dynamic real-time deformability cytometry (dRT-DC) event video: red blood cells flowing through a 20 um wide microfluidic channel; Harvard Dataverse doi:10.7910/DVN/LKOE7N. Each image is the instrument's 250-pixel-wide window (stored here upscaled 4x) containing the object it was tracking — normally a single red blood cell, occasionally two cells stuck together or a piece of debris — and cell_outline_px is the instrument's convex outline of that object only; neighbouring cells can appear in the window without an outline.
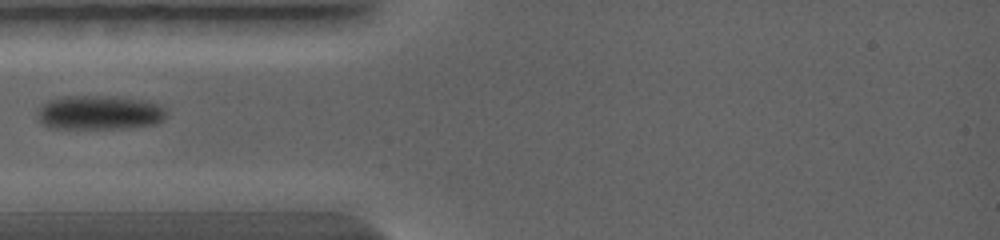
{"species": "common noctule bat (a hibernating species)", "species_latin": "Nyctalus noctula", "temperature_condition": "warm", "stored_images_in_passage": 3, "camera_frame_rate_fps": 5000, "um_per_image_px": 0.085, "animal": {"sex": "female", "body_mass_g": 19.0, "forearm_length_mm": 56.7}, "frame": {"image": 1, "passage_image": 3, "time_ms": 2.2, "image_size_px": [1000, 240], "cell_outline_px": [[168, 116], [164, 120], [156, 124], [124, 128], [48, 128], [36, 120], [36, 116], [40, 108], [48, 100], [64, 96], [112, 96], [144, 100], [156, 104], [164, 108], [168, 112]], "centroid_in_image_um": [8.44, 9.58], "position_along_channel_um": 76.6, "area_um2": 25.95}}